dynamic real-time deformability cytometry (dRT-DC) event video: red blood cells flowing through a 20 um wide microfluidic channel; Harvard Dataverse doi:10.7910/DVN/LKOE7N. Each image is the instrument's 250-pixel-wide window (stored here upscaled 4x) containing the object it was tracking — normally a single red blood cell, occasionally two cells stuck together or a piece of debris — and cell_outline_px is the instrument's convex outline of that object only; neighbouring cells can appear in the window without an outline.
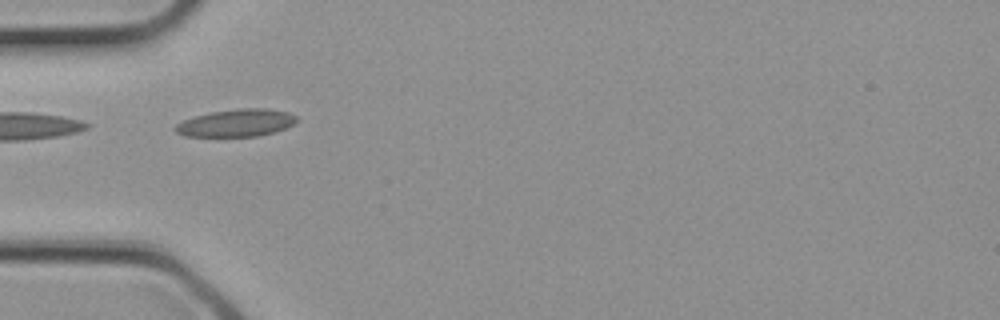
{"species": "common noctule bat (a hibernating species)", "species_latin": "Nyctalus noctula", "temperature_condition": "cold", "stored_images_in_passage": 1, "camera_frame_rate_fps": 3000, "um_per_image_px": 0.085, "animal": {"sex": "female", "body_mass_g": 21.9}, "frame": {"image": 1, "passage_image": 1, "time_ms": 0.0, "image_size_px": [1000, 320], "cell_outline_px": [[300, 120], [276, 132], [260, 136], [184, 136], [176, 132], [172, 128], [176, 124], [184, 120], [196, 116], [212, 112], [240, 108], [264, 108], [288, 112], [296, 116]], "centroid_in_image_um": [20.1, 10.45], "position_along_channel_um": 64.9, "area_um2": 19.36}}